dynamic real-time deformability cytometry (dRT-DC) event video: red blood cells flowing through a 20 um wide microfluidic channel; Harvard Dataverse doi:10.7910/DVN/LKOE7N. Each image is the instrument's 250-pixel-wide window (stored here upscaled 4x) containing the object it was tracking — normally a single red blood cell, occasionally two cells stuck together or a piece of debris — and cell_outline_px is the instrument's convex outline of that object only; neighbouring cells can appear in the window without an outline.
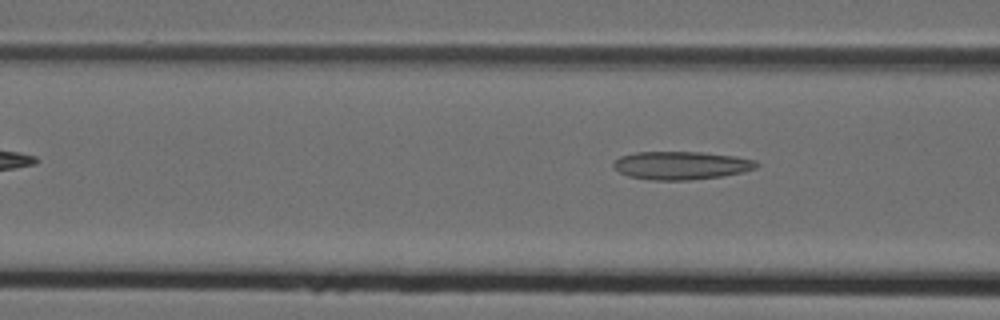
{"species": "Egyptian fruit bat (a non-hibernating species)", "species_latin": "Rousettus aegyptiacus", "temperature_condition": "cold", "stored_images_in_passage": 4, "camera_frame_rate_fps": 3000, "um_per_image_px": 0.085, "animal": {"sex": "female"}, "frame": {"image": 1, "passage_image": 4, "time_ms": 1.0, "image_size_px": [1000, 320], "cell_outline_px": [[760, 164], [756, 168], [744, 172], [720, 176], [692, 180], [652, 180], [628, 176], [620, 172], [612, 164], [620, 156], [636, 152], [704, 152], [736, 156], [756, 160]], "centroid_in_image_um": [57.94, 14.05], "position_along_channel_um": 108.7, "area_um2": 23.52}}